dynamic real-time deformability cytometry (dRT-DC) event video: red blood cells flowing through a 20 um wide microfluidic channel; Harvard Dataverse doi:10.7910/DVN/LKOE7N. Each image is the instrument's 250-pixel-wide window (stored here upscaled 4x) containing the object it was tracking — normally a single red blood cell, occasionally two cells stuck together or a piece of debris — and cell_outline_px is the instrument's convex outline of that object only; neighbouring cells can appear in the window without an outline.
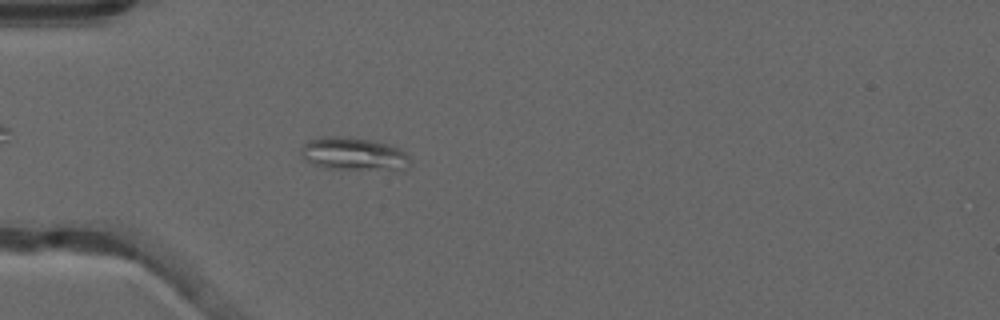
{"species": "common noctule bat (a hibernating species)", "species_latin": "Nyctalus noctula", "temperature_condition": "warm", "stored_images_in_passage": 36, "camera_frame_rate_fps": 3000, "um_per_image_px": 0.085, "animal": {"sex": "male", "forearm_length_mm": 52.5}, "frame": {"image": 1, "passage_image": 7, "time_ms": 2.0, "image_size_px": [1000, 320], "cell_outline_px": [[412, 164], [408, 168], [396, 172], [328, 168], [304, 160], [300, 156], [300, 152], [304, 144], [308, 140], [324, 136], [348, 136], [372, 140], [388, 144], [400, 148], [412, 160]], "centroid_in_image_um": [30.15, 13.11], "position_along_channel_um": 54.8, "area_um2": 21.79}}
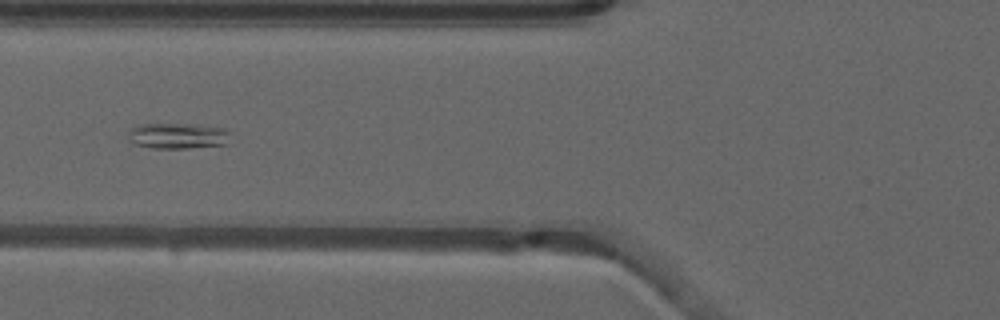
{"frame": {"image": 2, "passage_image": 12, "time_ms": 3.667, "image_size_px": [1000, 320], "cell_outline_px": [[228, 144], [188, 148], [152, 148], [132, 144], [128, 140], [128, 132], [136, 124], [196, 124], [224, 128], [228, 132]], "centroid_in_image_um": [15.05, 11.54], "position_along_channel_um": 110.7, "area_um2": 15.49}}
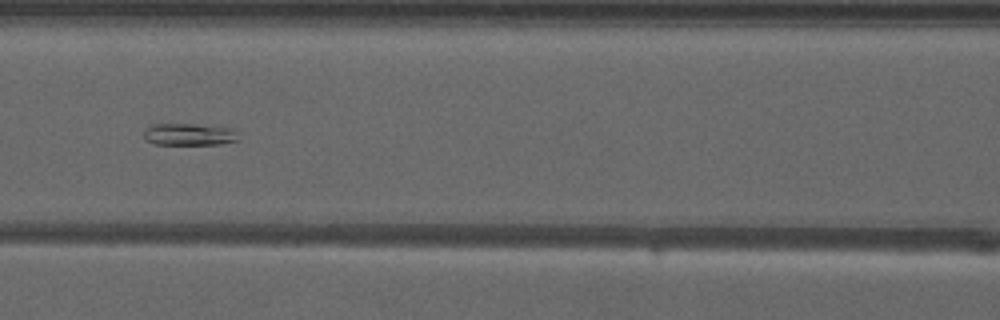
{"frame": {"image": 3, "passage_image": 15, "time_ms": 4.667, "image_size_px": [1000, 320], "cell_outline_px": [[240, 140], [220, 144], [156, 144], [144, 140], [144, 132], [152, 124], [196, 124], [228, 128]], "centroid_in_image_um": [16.01, 11.43], "position_along_channel_um": 150.6, "area_um2": 11.85}, "authors_computed_cell_mechanics": {"area_um2": 12.0802, "velocity_mm_per_s": 3.9683, "shape_relaxation_time_tau1_ms": null, "shape_relaxation_time_tau2_ms": 9.7311, "deformation_change_tau1": null, "deformation_change_tau2": 0.1875}}